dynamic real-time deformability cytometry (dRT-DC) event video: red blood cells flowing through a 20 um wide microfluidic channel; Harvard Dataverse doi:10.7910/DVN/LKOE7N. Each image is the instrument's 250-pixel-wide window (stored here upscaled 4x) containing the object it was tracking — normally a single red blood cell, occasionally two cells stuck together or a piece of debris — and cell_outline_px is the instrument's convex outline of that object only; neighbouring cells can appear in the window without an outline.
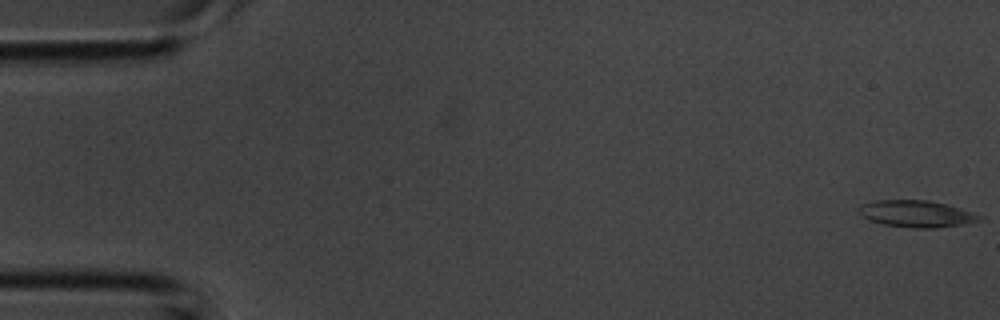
{"species": "common noctule bat (a hibernating species)", "species_latin": "Nyctalus noctula", "temperature_condition": "room temperature", "stored_images_in_passage": 4, "camera_frame_rate_fps": 3000, "um_per_image_px": 0.085, "animal": {"sex": "male", "body_mass_g": 20.1, "forearm_length_mm": 53.5}, "frame": {"image": 1, "passage_image": 1, "time_ms": 0.0, "image_size_px": [1000, 320], "cell_outline_px": [[984, 220], [960, 224], [932, 228], [912, 228], [884, 224], [868, 220], [860, 216], [856, 212], [856, 208], [860, 204], [876, 200], [928, 200], [948, 204], [984, 216]], "centroid_in_image_um": [77.84, 18.16], "position_along_channel_um": 7.2, "area_um2": 19.07}}